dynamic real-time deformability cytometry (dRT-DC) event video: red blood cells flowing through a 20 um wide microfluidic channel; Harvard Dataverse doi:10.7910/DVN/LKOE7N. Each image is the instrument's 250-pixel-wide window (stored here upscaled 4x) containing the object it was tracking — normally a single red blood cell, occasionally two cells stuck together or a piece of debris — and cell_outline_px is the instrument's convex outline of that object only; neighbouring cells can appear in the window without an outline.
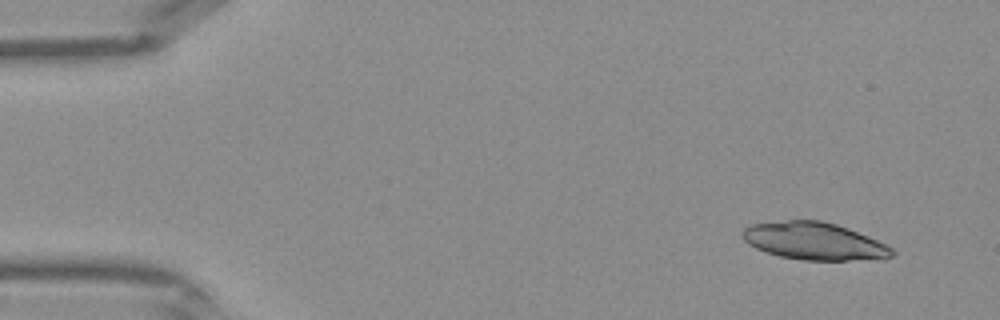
{"species": "Egyptian fruit bat (a non-hibernating species)", "species_latin": "Rousettus aegyptiacus", "temperature_condition": "warm", "stored_images_in_passage": 15, "camera_frame_rate_fps": 3000, "um_per_image_px": 0.085, "frame": {"image": 1, "passage_image": 3, "time_ms": 0.667, "image_size_px": [1000, 320], "cell_outline_px": [[896, 252], [892, 256], [884, 260], [804, 260], [780, 256], [764, 252], [748, 244], [744, 240], [740, 232], [748, 224], [788, 220], [820, 220], [836, 224], [848, 228], [888, 244]], "centroid_in_image_um": [69.23, 20.5], "position_along_channel_um": 15.8, "area_um2": 33.12}}